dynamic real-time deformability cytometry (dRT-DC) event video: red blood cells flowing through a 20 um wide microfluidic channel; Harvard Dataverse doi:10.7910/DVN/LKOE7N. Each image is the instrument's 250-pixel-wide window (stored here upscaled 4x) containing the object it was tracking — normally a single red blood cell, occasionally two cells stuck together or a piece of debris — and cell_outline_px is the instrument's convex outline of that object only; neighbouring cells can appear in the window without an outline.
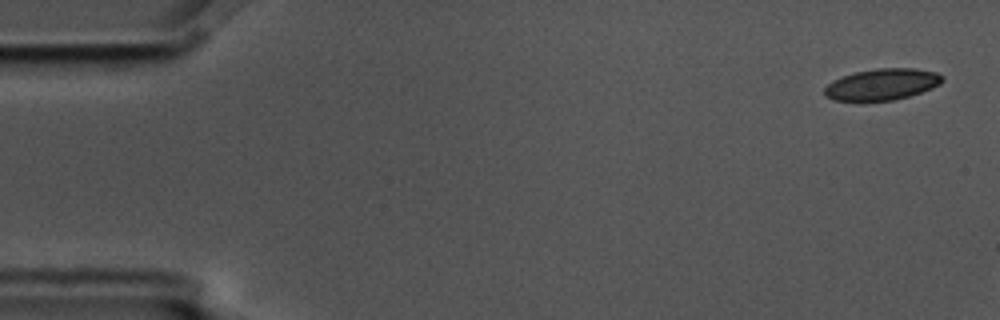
{"species": "common noctule bat (a hibernating species)", "species_latin": "Nyctalus noctula", "temperature_condition": "cold", "stored_images_in_passage": 4, "camera_frame_rate_fps": 3000, "um_per_image_px": 0.085, "animal": {"sex": "male", "body_mass_g": 17.5, "forearm_length_mm": 52.3}, "frame": {"image": 1, "passage_image": 1, "time_ms": 0.0, "image_size_px": [1000, 320], "cell_outline_px": [[944, 80], [940, 84], [932, 88], [908, 96], [892, 100], [832, 100], [824, 96], [824, 88], [832, 80], [856, 72], [876, 68], [916, 68], [936, 72], [944, 76]], "centroid_in_image_um": [74.99, 7.16], "position_along_channel_um": 10.0, "area_um2": 21.44}}